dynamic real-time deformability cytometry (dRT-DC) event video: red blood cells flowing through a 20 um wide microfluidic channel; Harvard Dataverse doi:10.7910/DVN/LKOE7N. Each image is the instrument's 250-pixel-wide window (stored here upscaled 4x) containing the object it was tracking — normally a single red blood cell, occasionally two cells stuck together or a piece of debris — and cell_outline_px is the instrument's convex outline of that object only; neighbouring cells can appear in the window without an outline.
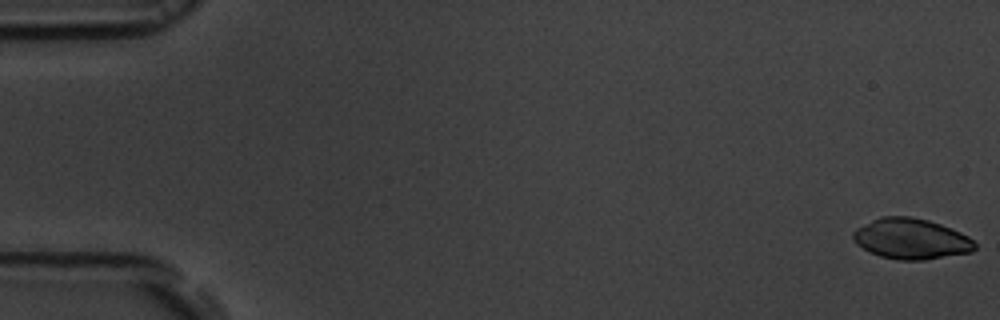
{"species": "common noctule bat (a hibernating species)", "species_latin": "Nyctalus noctula", "temperature_condition": "room temperature", "stored_images_in_passage": 52, "camera_frame_rate_fps": 3000, "um_per_image_px": 0.085, "animal": {"sex": "male", "body_mass_g": 19.5, "forearm_length_mm": 54.6}, "frame": {"image": 1, "passage_image": 1, "time_ms": 0.0, "image_size_px": [1000, 320], "cell_outline_px": [[976, 248], [972, 252], [924, 260], [900, 260], [880, 256], [868, 252], [856, 244], [852, 236], [852, 232], [856, 228], [880, 216], [912, 216], [928, 220], [940, 224], [960, 232], [968, 236], [976, 244]], "centroid_in_image_um": [77.42, 20.3], "position_along_channel_um": 7.6, "area_um2": 28.96}}
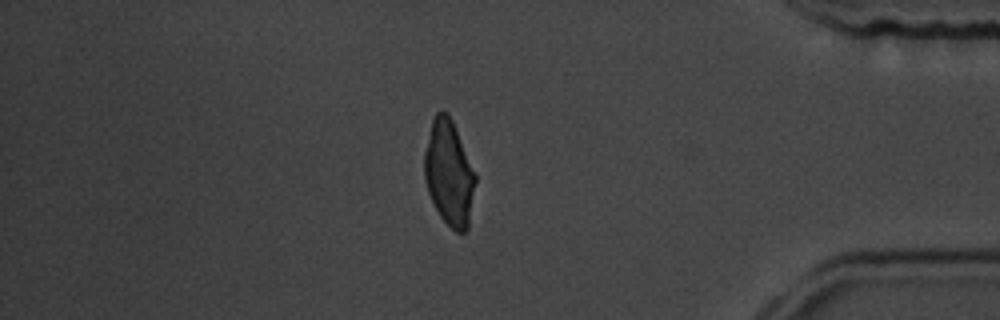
{"frame": {"image": 2, "passage_image": 48, "time_ms": 15.667, "image_size_px": [1000, 320], "cell_outline_px": [[476, 180], [468, 232], [456, 232], [440, 216], [428, 192], [424, 180], [424, 152], [432, 120], [436, 112], [440, 108], [448, 112], [452, 120], [476, 176]], "centroid_in_image_um": [38.16, 14.71], "position_along_channel_um": 397.0, "area_um2": 31.21}}